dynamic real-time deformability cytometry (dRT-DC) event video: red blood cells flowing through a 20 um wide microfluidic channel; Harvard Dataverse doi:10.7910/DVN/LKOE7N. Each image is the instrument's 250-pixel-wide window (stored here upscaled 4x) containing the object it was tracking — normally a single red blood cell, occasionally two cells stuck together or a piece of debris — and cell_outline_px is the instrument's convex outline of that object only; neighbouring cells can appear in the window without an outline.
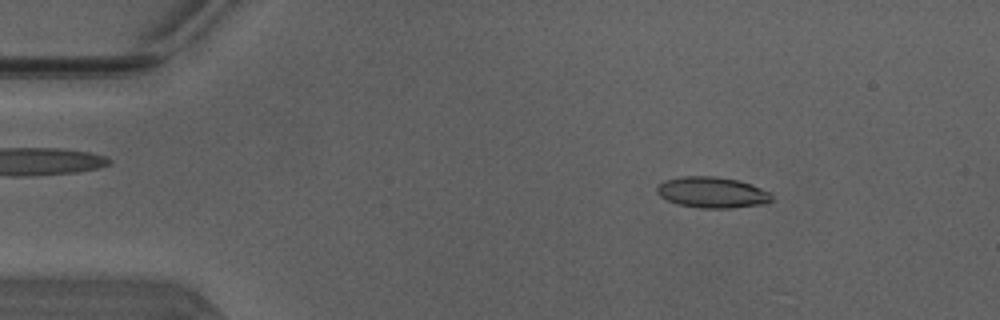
{"species": "Egyptian fruit bat (a non-hibernating species)", "species_latin": "Rousettus aegyptiacus", "temperature_condition": "warm", "stored_images_in_passage": 22, "camera_frame_rate_fps": 3000, "um_per_image_px": 0.085, "animal": {"sex": "male"}, "frame": {"image": 1, "passage_image": 5, "time_ms": 1.333, "image_size_px": [1000, 320], "cell_outline_px": [[772, 200], [764, 204], [728, 208], [704, 208], [676, 204], [660, 196], [656, 192], [656, 188], [664, 180], [684, 176], [716, 176], [740, 180], [752, 184], [772, 192]], "centroid_in_image_um": [60.56, 16.34], "position_along_channel_um": 24.4, "area_um2": 20.87}}
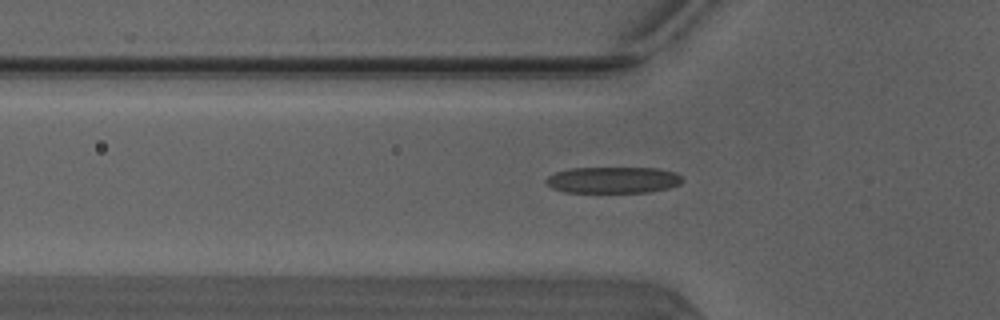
{"frame": {"image": 2, "passage_image": 14, "time_ms": 4.333, "image_size_px": [1000, 320], "cell_outline_px": [[684, 180], [680, 184], [668, 188], [648, 192], [564, 192], [552, 188], [544, 180], [548, 176], [556, 172], [572, 168], [660, 168], [676, 172]], "centroid_in_image_um": [52.13, 15.29], "position_along_channel_um": 73.7, "area_um2": 20.98}}
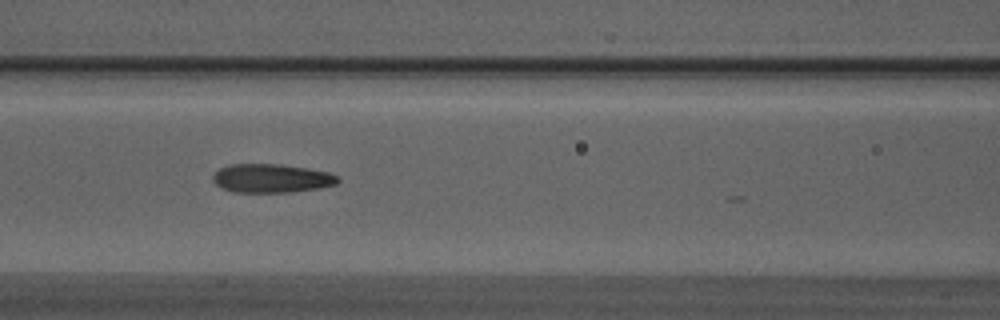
{"frame": {"image": 3, "passage_image": 19, "time_ms": 6.0, "image_size_px": [1000, 320], "cell_outline_px": [[340, 180], [336, 184], [320, 188], [292, 192], [232, 192], [216, 184], [212, 180], [212, 176], [220, 168], [228, 164], [280, 164], [328, 172], [340, 176]], "centroid_in_image_um": [23.09, 15.16], "position_along_channel_um": 143.5, "area_um2": 20.92}}